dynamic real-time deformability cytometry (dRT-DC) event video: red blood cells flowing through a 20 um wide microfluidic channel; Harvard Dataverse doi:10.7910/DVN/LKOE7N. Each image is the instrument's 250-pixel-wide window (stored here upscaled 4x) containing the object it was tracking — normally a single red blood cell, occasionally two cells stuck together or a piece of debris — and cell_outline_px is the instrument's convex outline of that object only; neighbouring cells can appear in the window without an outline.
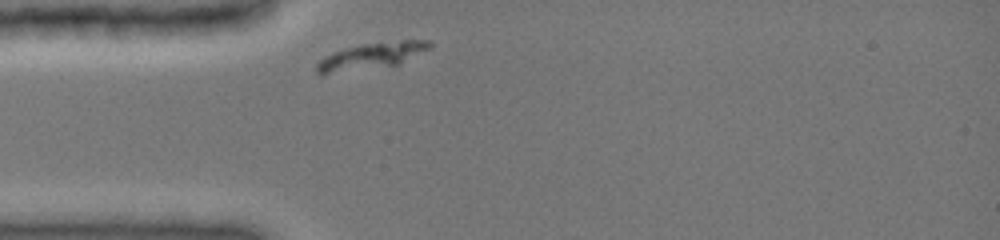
{"species": "common noctule bat (a hibernating species)", "species_latin": "Nyctalus noctula", "temperature_condition": "cold", "stored_images_in_passage": 21, "camera_frame_rate_fps": 3000, "um_per_image_px": 0.085, "animal": {"sex": "female", "body_mass_g": 19.0, "forearm_length_mm": 51.5}, "frame": {"image": 1, "passage_image": 1, "time_ms": 0.0, "image_size_px": [1000, 240], "cell_outline_px": [[432, 48], [400, 64], [320, 76], [316, 72], [316, 64], [324, 56], [332, 52], [344, 48], [360, 44], [400, 40], [428, 40], [432, 44]], "centroid_in_image_um": [31.53, 4.77], "position_along_channel_um": 53.5, "area_um2": 17.86}}
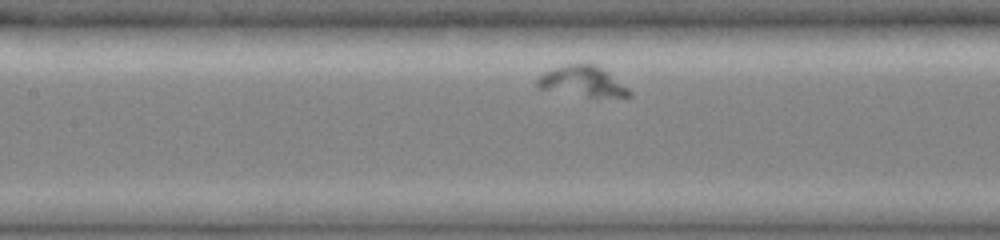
{"frame": {"image": 2, "passage_image": 10, "time_ms": 3.0, "image_size_px": [1000, 240], "cell_outline_px": [[632, 96], [588, 96], [536, 88], [536, 80], [544, 72], [568, 64], [596, 64], [604, 68], [628, 88], [632, 92]], "centroid_in_image_um": [49.52, 6.9], "position_along_channel_um": 157.9, "area_um2": 16.01}}
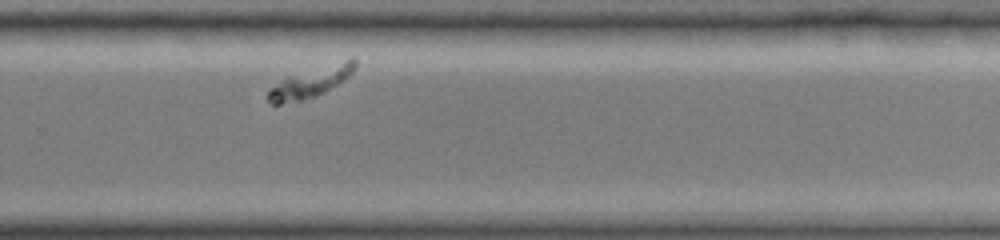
{"frame": {"image": 3, "passage_image": 21, "time_ms": 7.0, "image_size_px": [1000, 240], "cell_outline_px": [[356, 68], [344, 80], [324, 92], [316, 96], [300, 100], [280, 104], [272, 104], [268, 100], [268, 92], [272, 88], [288, 76], [352, 56], [356, 60]], "centroid_in_image_um": [26.49, 6.95], "position_along_channel_um": 303.3, "area_um2": 15.03}}